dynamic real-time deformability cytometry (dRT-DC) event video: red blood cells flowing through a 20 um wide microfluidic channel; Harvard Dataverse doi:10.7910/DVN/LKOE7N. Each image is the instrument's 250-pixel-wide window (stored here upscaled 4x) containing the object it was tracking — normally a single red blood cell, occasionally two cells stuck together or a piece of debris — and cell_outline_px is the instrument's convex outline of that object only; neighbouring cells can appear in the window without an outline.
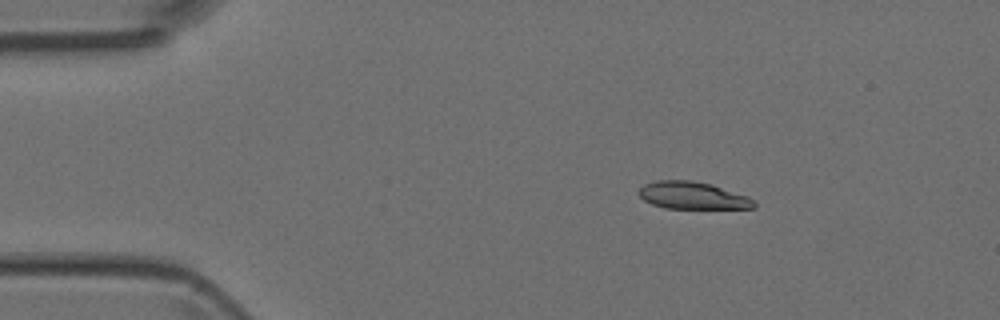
{"species": "Egyptian fruit bat (a non-hibernating species)", "species_latin": "Rousettus aegyptiacus", "temperature_condition": "room temperature", "stored_images_in_passage": 3, "camera_frame_rate_fps": 3000, "um_per_image_px": 0.085, "animal": {"sex": "female"}, "frame": {"image": 1, "passage_image": 1, "time_ms": 0.0, "image_size_px": [1000, 320], "cell_outline_px": [[756, 208], [664, 208], [652, 204], [644, 200], [640, 196], [640, 188], [644, 184], [656, 180], [692, 180], [712, 184], [748, 196], [756, 204]], "centroid_in_image_um": [58.87, 16.61], "position_along_channel_um": 26.1, "area_um2": 18.26}}
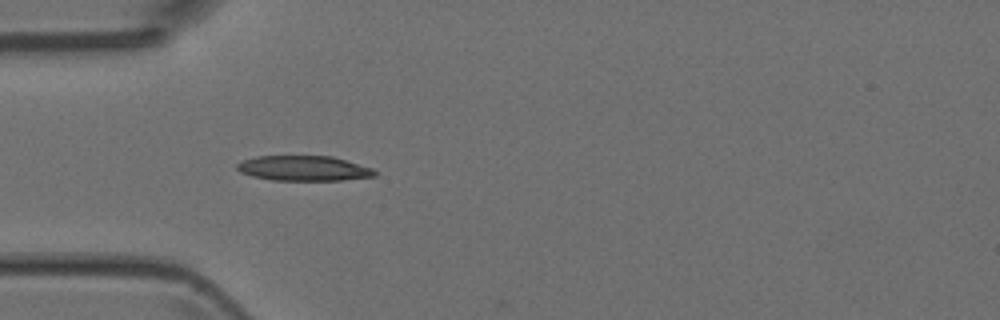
{"frame": {"image": 2, "passage_image": 3, "time_ms": 2.333, "image_size_px": [1000, 320], "cell_outline_px": [[376, 176], [340, 180], [272, 180], [252, 176], [240, 172], [236, 168], [236, 164], [244, 160], [256, 156], [332, 156], [372, 168], [376, 172]], "centroid_in_image_um": [25.79, 14.3], "position_along_channel_um": 59.2, "area_um2": 20.0}}